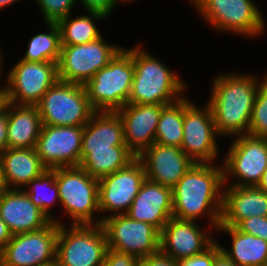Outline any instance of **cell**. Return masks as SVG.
<instances>
[{"instance_id":"29","label":"cell","mask_w":267,"mask_h":266,"mask_svg":"<svg viewBox=\"0 0 267 266\" xmlns=\"http://www.w3.org/2000/svg\"><path fill=\"white\" fill-rule=\"evenodd\" d=\"M184 97L161 111L155 134L158 144L181 148L183 140Z\"/></svg>"},{"instance_id":"34","label":"cell","mask_w":267,"mask_h":266,"mask_svg":"<svg viewBox=\"0 0 267 266\" xmlns=\"http://www.w3.org/2000/svg\"><path fill=\"white\" fill-rule=\"evenodd\" d=\"M236 228L243 233L252 234L267 242V216H255L244 219Z\"/></svg>"},{"instance_id":"36","label":"cell","mask_w":267,"mask_h":266,"mask_svg":"<svg viewBox=\"0 0 267 266\" xmlns=\"http://www.w3.org/2000/svg\"><path fill=\"white\" fill-rule=\"evenodd\" d=\"M139 262L134 255L108 248L103 266H139Z\"/></svg>"},{"instance_id":"9","label":"cell","mask_w":267,"mask_h":266,"mask_svg":"<svg viewBox=\"0 0 267 266\" xmlns=\"http://www.w3.org/2000/svg\"><path fill=\"white\" fill-rule=\"evenodd\" d=\"M107 236L108 248L128 253L139 259L160 252V231L152 224L131 219L126 214L97 219Z\"/></svg>"},{"instance_id":"3","label":"cell","mask_w":267,"mask_h":266,"mask_svg":"<svg viewBox=\"0 0 267 266\" xmlns=\"http://www.w3.org/2000/svg\"><path fill=\"white\" fill-rule=\"evenodd\" d=\"M141 48H133L134 77L128 103L170 105L183 98L186 85L178 74Z\"/></svg>"},{"instance_id":"18","label":"cell","mask_w":267,"mask_h":266,"mask_svg":"<svg viewBox=\"0 0 267 266\" xmlns=\"http://www.w3.org/2000/svg\"><path fill=\"white\" fill-rule=\"evenodd\" d=\"M137 158L144 165L147 180L171 189L194 164L181 148L156 142Z\"/></svg>"},{"instance_id":"40","label":"cell","mask_w":267,"mask_h":266,"mask_svg":"<svg viewBox=\"0 0 267 266\" xmlns=\"http://www.w3.org/2000/svg\"><path fill=\"white\" fill-rule=\"evenodd\" d=\"M12 233L10 232L8 226L0 217V252L4 249V247L8 244V242L12 238Z\"/></svg>"},{"instance_id":"25","label":"cell","mask_w":267,"mask_h":266,"mask_svg":"<svg viewBox=\"0 0 267 266\" xmlns=\"http://www.w3.org/2000/svg\"><path fill=\"white\" fill-rule=\"evenodd\" d=\"M42 127L36 105L8 102V148H35Z\"/></svg>"},{"instance_id":"6","label":"cell","mask_w":267,"mask_h":266,"mask_svg":"<svg viewBox=\"0 0 267 266\" xmlns=\"http://www.w3.org/2000/svg\"><path fill=\"white\" fill-rule=\"evenodd\" d=\"M42 125L85 126L95 112L85 85L58 80L36 105Z\"/></svg>"},{"instance_id":"35","label":"cell","mask_w":267,"mask_h":266,"mask_svg":"<svg viewBox=\"0 0 267 266\" xmlns=\"http://www.w3.org/2000/svg\"><path fill=\"white\" fill-rule=\"evenodd\" d=\"M221 251L218 242H214L204 252L195 255L191 258L183 259L179 261V266H212V263L216 255Z\"/></svg>"},{"instance_id":"23","label":"cell","mask_w":267,"mask_h":266,"mask_svg":"<svg viewBox=\"0 0 267 266\" xmlns=\"http://www.w3.org/2000/svg\"><path fill=\"white\" fill-rule=\"evenodd\" d=\"M126 145L123 123L117 112L95 111L84 126L81 160L91 150L111 149V146Z\"/></svg>"},{"instance_id":"26","label":"cell","mask_w":267,"mask_h":266,"mask_svg":"<svg viewBox=\"0 0 267 266\" xmlns=\"http://www.w3.org/2000/svg\"><path fill=\"white\" fill-rule=\"evenodd\" d=\"M216 229L231 236V250L221 245L220 249L237 266H264L267 262V242L260 237L231 226H217Z\"/></svg>"},{"instance_id":"41","label":"cell","mask_w":267,"mask_h":266,"mask_svg":"<svg viewBox=\"0 0 267 266\" xmlns=\"http://www.w3.org/2000/svg\"><path fill=\"white\" fill-rule=\"evenodd\" d=\"M212 266H237L235 263H233L222 251H220L213 263Z\"/></svg>"},{"instance_id":"32","label":"cell","mask_w":267,"mask_h":266,"mask_svg":"<svg viewBox=\"0 0 267 266\" xmlns=\"http://www.w3.org/2000/svg\"><path fill=\"white\" fill-rule=\"evenodd\" d=\"M248 134L267 138V82L264 78L255 97Z\"/></svg>"},{"instance_id":"12","label":"cell","mask_w":267,"mask_h":266,"mask_svg":"<svg viewBox=\"0 0 267 266\" xmlns=\"http://www.w3.org/2000/svg\"><path fill=\"white\" fill-rule=\"evenodd\" d=\"M234 138L223 165L224 185L229 180V176L234 175L239 179L230 185L257 186L267 168V138L250 134Z\"/></svg>"},{"instance_id":"27","label":"cell","mask_w":267,"mask_h":266,"mask_svg":"<svg viewBox=\"0 0 267 266\" xmlns=\"http://www.w3.org/2000/svg\"><path fill=\"white\" fill-rule=\"evenodd\" d=\"M137 156L127 145L111 146V149L91 150L79 163L91 177L100 179L127 167Z\"/></svg>"},{"instance_id":"44","label":"cell","mask_w":267,"mask_h":266,"mask_svg":"<svg viewBox=\"0 0 267 266\" xmlns=\"http://www.w3.org/2000/svg\"><path fill=\"white\" fill-rule=\"evenodd\" d=\"M18 0H0V10L3 9L4 7H7L8 5H12L16 3Z\"/></svg>"},{"instance_id":"1","label":"cell","mask_w":267,"mask_h":266,"mask_svg":"<svg viewBox=\"0 0 267 266\" xmlns=\"http://www.w3.org/2000/svg\"><path fill=\"white\" fill-rule=\"evenodd\" d=\"M194 163L172 188L173 218L196 221L209 216L210 227L217 228L223 207V166Z\"/></svg>"},{"instance_id":"45","label":"cell","mask_w":267,"mask_h":266,"mask_svg":"<svg viewBox=\"0 0 267 266\" xmlns=\"http://www.w3.org/2000/svg\"><path fill=\"white\" fill-rule=\"evenodd\" d=\"M43 266H62L60 262L55 258L54 260L44 264Z\"/></svg>"},{"instance_id":"15","label":"cell","mask_w":267,"mask_h":266,"mask_svg":"<svg viewBox=\"0 0 267 266\" xmlns=\"http://www.w3.org/2000/svg\"><path fill=\"white\" fill-rule=\"evenodd\" d=\"M84 126L42 125L35 150L48 169L79 166Z\"/></svg>"},{"instance_id":"24","label":"cell","mask_w":267,"mask_h":266,"mask_svg":"<svg viewBox=\"0 0 267 266\" xmlns=\"http://www.w3.org/2000/svg\"><path fill=\"white\" fill-rule=\"evenodd\" d=\"M0 167L9 189H21L48 168L35 148H7L0 153Z\"/></svg>"},{"instance_id":"48","label":"cell","mask_w":267,"mask_h":266,"mask_svg":"<svg viewBox=\"0 0 267 266\" xmlns=\"http://www.w3.org/2000/svg\"><path fill=\"white\" fill-rule=\"evenodd\" d=\"M1 54H2V53L0 52V69L2 68V67H1V64H2V59H1V58H2V55H1ZM1 71H2V70H0V74H1ZM0 76H1V75H0Z\"/></svg>"},{"instance_id":"2","label":"cell","mask_w":267,"mask_h":266,"mask_svg":"<svg viewBox=\"0 0 267 266\" xmlns=\"http://www.w3.org/2000/svg\"><path fill=\"white\" fill-rule=\"evenodd\" d=\"M253 75L223 74L213 79L210 106L220 135L248 134L255 97L260 82ZM258 81V82H257ZM234 135V136H233Z\"/></svg>"},{"instance_id":"11","label":"cell","mask_w":267,"mask_h":266,"mask_svg":"<svg viewBox=\"0 0 267 266\" xmlns=\"http://www.w3.org/2000/svg\"><path fill=\"white\" fill-rule=\"evenodd\" d=\"M122 47L107 44L101 37L79 45H61L58 79L85 85Z\"/></svg>"},{"instance_id":"47","label":"cell","mask_w":267,"mask_h":266,"mask_svg":"<svg viewBox=\"0 0 267 266\" xmlns=\"http://www.w3.org/2000/svg\"><path fill=\"white\" fill-rule=\"evenodd\" d=\"M119 1H123V2L127 1V2H129L131 0H129V1L128 0H112L114 6L117 5L116 3L119 2Z\"/></svg>"},{"instance_id":"17","label":"cell","mask_w":267,"mask_h":266,"mask_svg":"<svg viewBox=\"0 0 267 266\" xmlns=\"http://www.w3.org/2000/svg\"><path fill=\"white\" fill-rule=\"evenodd\" d=\"M196 221L171 217L160 231V252L179 262L208 249L214 242Z\"/></svg>"},{"instance_id":"28","label":"cell","mask_w":267,"mask_h":266,"mask_svg":"<svg viewBox=\"0 0 267 266\" xmlns=\"http://www.w3.org/2000/svg\"><path fill=\"white\" fill-rule=\"evenodd\" d=\"M87 15L70 18V15L59 20L61 45H79L92 42L102 35L99 33L94 20L107 18L104 14L87 12ZM91 16V17H90ZM93 19V20H92Z\"/></svg>"},{"instance_id":"19","label":"cell","mask_w":267,"mask_h":266,"mask_svg":"<svg viewBox=\"0 0 267 266\" xmlns=\"http://www.w3.org/2000/svg\"><path fill=\"white\" fill-rule=\"evenodd\" d=\"M164 106L127 103L116 111L123 123L125 144L137 157L155 142L156 128Z\"/></svg>"},{"instance_id":"37","label":"cell","mask_w":267,"mask_h":266,"mask_svg":"<svg viewBox=\"0 0 267 266\" xmlns=\"http://www.w3.org/2000/svg\"><path fill=\"white\" fill-rule=\"evenodd\" d=\"M86 11L104 14L106 17L112 12V0H80Z\"/></svg>"},{"instance_id":"8","label":"cell","mask_w":267,"mask_h":266,"mask_svg":"<svg viewBox=\"0 0 267 266\" xmlns=\"http://www.w3.org/2000/svg\"><path fill=\"white\" fill-rule=\"evenodd\" d=\"M213 28L246 37L260 35L265 21L252 0H189Z\"/></svg>"},{"instance_id":"31","label":"cell","mask_w":267,"mask_h":266,"mask_svg":"<svg viewBox=\"0 0 267 266\" xmlns=\"http://www.w3.org/2000/svg\"><path fill=\"white\" fill-rule=\"evenodd\" d=\"M26 186H29V189L24 191L28 194L35 206L40 208L52 221L61 224L62 222L60 220L54 219L52 214H49L50 207L54 205L53 202H55L56 199L59 200L58 186L55 179V168L47 169L38 178L31 180Z\"/></svg>"},{"instance_id":"22","label":"cell","mask_w":267,"mask_h":266,"mask_svg":"<svg viewBox=\"0 0 267 266\" xmlns=\"http://www.w3.org/2000/svg\"><path fill=\"white\" fill-rule=\"evenodd\" d=\"M226 184L223 207L218 226L236 227L242 220L267 216V192L256 186L240 187Z\"/></svg>"},{"instance_id":"33","label":"cell","mask_w":267,"mask_h":266,"mask_svg":"<svg viewBox=\"0 0 267 266\" xmlns=\"http://www.w3.org/2000/svg\"><path fill=\"white\" fill-rule=\"evenodd\" d=\"M36 1V0H35ZM77 0H37L38 6L46 23H57L71 15V9Z\"/></svg>"},{"instance_id":"5","label":"cell","mask_w":267,"mask_h":266,"mask_svg":"<svg viewBox=\"0 0 267 266\" xmlns=\"http://www.w3.org/2000/svg\"><path fill=\"white\" fill-rule=\"evenodd\" d=\"M59 202L72 218V225H95L99 212V183L79 166L55 168Z\"/></svg>"},{"instance_id":"10","label":"cell","mask_w":267,"mask_h":266,"mask_svg":"<svg viewBox=\"0 0 267 266\" xmlns=\"http://www.w3.org/2000/svg\"><path fill=\"white\" fill-rule=\"evenodd\" d=\"M57 62H19L8 72L3 100L18 105H37L58 81Z\"/></svg>"},{"instance_id":"7","label":"cell","mask_w":267,"mask_h":266,"mask_svg":"<svg viewBox=\"0 0 267 266\" xmlns=\"http://www.w3.org/2000/svg\"><path fill=\"white\" fill-rule=\"evenodd\" d=\"M58 224L56 259L62 266H103L108 249L102 225Z\"/></svg>"},{"instance_id":"38","label":"cell","mask_w":267,"mask_h":266,"mask_svg":"<svg viewBox=\"0 0 267 266\" xmlns=\"http://www.w3.org/2000/svg\"><path fill=\"white\" fill-rule=\"evenodd\" d=\"M8 127V102L2 101L0 105V153L8 148L7 140Z\"/></svg>"},{"instance_id":"16","label":"cell","mask_w":267,"mask_h":266,"mask_svg":"<svg viewBox=\"0 0 267 266\" xmlns=\"http://www.w3.org/2000/svg\"><path fill=\"white\" fill-rule=\"evenodd\" d=\"M145 180V168L138 158L127 167L98 179L99 213L126 214Z\"/></svg>"},{"instance_id":"20","label":"cell","mask_w":267,"mask_h":266,"mask_svg":"<svg viewBox=\"0 0 267 266\" xmlns=\"http://www.w3.org/2000/svg\"><path fill=\"white\" fill-rule=\"evenodd\" d=\"M126 215L161 231L173 216L172 189L146 179Z\"/></svg>"},{"instance_id":"46","label":"cell","mask_w":267,"mask_h":266,"mask_svg":"<svg viewBox=\"0 0 267 266\" xmlns=\"http://www.w3.org/2000/svg\"><path fill=\"white\" fill-rule=\"evenodd\" d=\"M3 101V88H0V105L2 104Z\"/></svg>"},{"instance_id":"43","label":"cell","mask_w":267,"mask_h":266,"mask_svg":"<svg viewBox=\"0 0 267 266\" xmlns=\"http://www.w3.org/2000/svg\"><path fill=\"white\" fill-rule=\"evenodd\" d=\"M256 187L267 192V168L265 169V171L261 177V180Z\"/></svg>"},{"instance_id":"21","label":"cell","mask_w":267,"mask_h":266,"mask_svg":"<svg viewBox=\"0 0 267 266\" xmlns=\"http://www.w3.org/2000/svg\"><path fill=\"white\" fill-rule=\"evenodd\" d=\"M0 217L12 235L40 230L52 220L21 189H9L0 199Z\"/></svg>"},{"instance_id":"14","label":"cell","mask_w":267,"mask_h":266,"mask_svg":"<svg viewBox=\"0 0 267 266\" xmlns=\"http://www.w3.org/2000/svg\"><path fill=\"white\" fill-rule=\"evenodd\" d=\"M58 224L51 221L46 227L19 233L0 252V266H43L56 258Z\"/></svg>"},{"instance_id":"4","label":"cell","mask_w":267,"mask_h":266,"mask_svg":"<svg viewBox=\"0 0 267 266\" xmlns=\"http://www.w3.org/2000/svg\"><path fill=\"white\" fill-rule=\"evenodd\" d=\"M134 77L133 48H121L85 84L88 99L94 111L116 112L129 100Z\"/></svg>"},{"instance_id":"13","label":"cell","mask_w":267,"mask_h":266,"mask_svg":"<svg viewBox=\"0 0 267 266\" xmlns=\"http://www.w3.org/2000/svg\"><path fill=\"white\" fill-rule=\"evenodd\" d=\"M211 108H198L184 98L183 140L181 149L194 163H211L217 159L218 136Z\"/></svg>"},{"instance_id":"30","label":"cell","mask_w":267,"mask_h":266,"mask_svg":"<svg viewBox=\"0 0 267 266\" xmlns=\"http://www.w3.org/2000/svg\"><path fill=\"white\" fill-rule=\"evenodd\" d=\"M47 33L34 35L28 43L27 52L21 60L27 62L59 61L61 52L60 30L57 23H46Z\"/></svg>"},{"instance_id":"39","label":"cell","mask_w":267,"mask_h":266,"mask_svg":"<svg viewBox=\"0 0 267 266\" xmlns=\"http://www.w3.org/2000/svg\"><path fill=\"white\" fill-rule=\"evenodd\" d=\"M139 266H179V263L158 252L157 254L140 259Z\"/></svg>"},{"instance_id":"42","label":"cell","mask_w":267,"mask_h":266,"mask_svg":"<svg viewBox=\"0 0 267 266\" xmlns=\"http://www.w3.org/2000/svg\"><path fill=\"white\" fill-rule=\"evenodd\" d=\"M9 187L6 183L5 176L0 167V199L7 193Z\"/></svg>"}]
</instances>
